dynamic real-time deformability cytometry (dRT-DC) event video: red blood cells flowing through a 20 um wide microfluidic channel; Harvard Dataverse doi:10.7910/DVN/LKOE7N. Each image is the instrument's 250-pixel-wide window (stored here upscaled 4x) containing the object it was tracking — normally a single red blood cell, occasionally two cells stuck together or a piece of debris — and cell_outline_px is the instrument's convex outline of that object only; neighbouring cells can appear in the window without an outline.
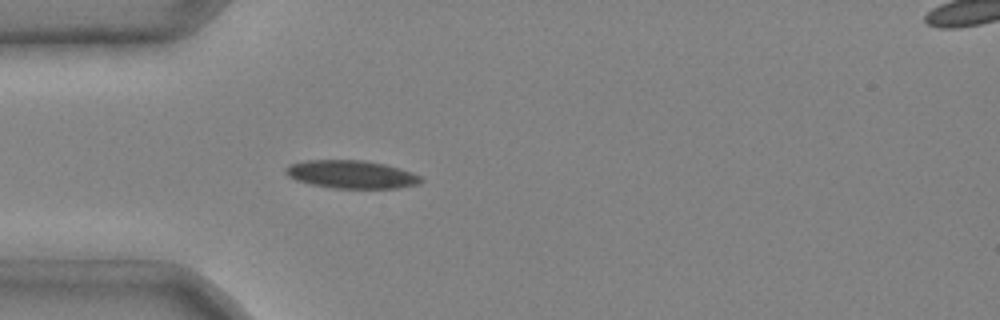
{"species": "common noctule bat (a hibernating species)", "species_latin": "Nyctalus noctula", "temperature_condition": "cold", "stored_images_in_passage": 2, "segment_of_instrument_passage": [1, 2], "camera_frame_rate_fps": 3000, "um_per_image_px": 0.085, "animal": {"sex": "male", "body_mass_g": 20.4}, "frame": {"image": 1, "passage_image": 1, "time_ms": 0.0, "image_size_px": [1000, 320], "cell_outline_px": [[424, 180], [420, 184], [400, 188], [332, 188], [308, 184], [296, 180], [288, 176], [284, 172], [284, 168], [288, 164], [304, 160], [364, 160], [384, 164], [400, 168], [412, 172], [420, 176]], "centroid_in_image_um": [29.85, 14.82], "position_along_channel_um": 55.2, "area_um2": 22.43}}